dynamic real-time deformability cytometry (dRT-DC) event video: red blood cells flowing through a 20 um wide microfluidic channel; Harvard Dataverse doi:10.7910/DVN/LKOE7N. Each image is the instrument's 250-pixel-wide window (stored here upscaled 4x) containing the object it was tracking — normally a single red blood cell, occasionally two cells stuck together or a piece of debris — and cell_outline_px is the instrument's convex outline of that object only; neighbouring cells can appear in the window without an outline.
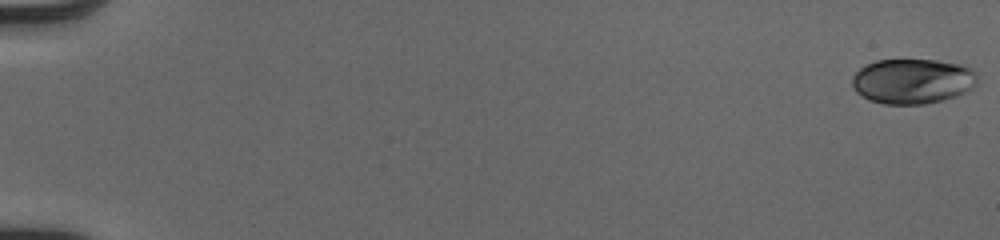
{"species": "human", "species_latin": "Homo sapiens", "temperature_condition": "cold", "stored_images_in_passage": 52, "camera_frame_rate_fps": 3000, "um_per_image_px": 0.085, "donor": {"sex": "male"}, "frame": {"image": 1, "passage_image": 1, "time_ms": 0.0, "image_size_px": [1000, 240], "cell_outline_px": [[976, 84], [972, 88], [956, 96], [924, 104], [884, 104], [872, 100], [856, 92], [852, 84], [852, 76], [860, 68], [876, 60], [936, 60], [960, 64], [972, 68], [976, 72]], "centroid_in_image_um": [77.58, 6.89], "position_along_channel_um": 7.4, "area_um2": 32.71}}
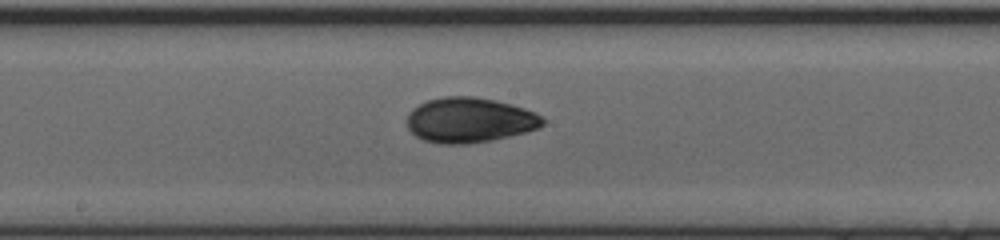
{"frame": {"image": 2, "passage_image": 30, "time_ms": 9.667, "image_size_px": [1000, 240], "cell_outline_px": [[544, 124], [536, 128], [524, 132], [492, 140], [468, 144], [440, 144], [424, 140], [416, 136], [408, 128], [408, 116], [412, 108], [428, 100], [444, 96], [472, 96], [496, 100], [512, 104], [536, 112], [544, 116]], "centroid_in_image_um": [39.92, 10.2], "position_along_channel_um": 208.3, "area_um2": 35.66}}
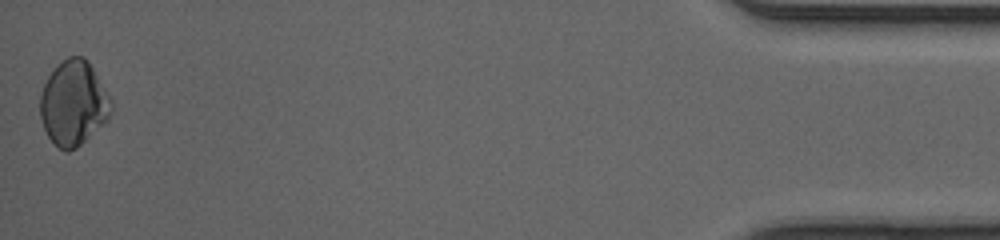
{"frame": {"image": 3, "passage_image": 52, "time_ms": 17.0, "image_size_px": [1000, 240], "cell_outline_px": [[112, 108], [108, 120], [76, 148], [68, 152], [64, 152], [48, 136], [44, 128], [40, 116], [40, 96], [44, 84], [48, 76], [68, 56], [84, 56], [88, 60], [112, 100]], "centroid_in_image_um": [6.26, 8.78], "position_along_channel_um": 428.9, "area_um2": 34.85}, "authors_computed_cell_mechanics": {"area_um2": 33.4951, "velocity_mm_per_s": 4.1223, "shape_relaxation_time_tau1_ms": 5.878, "shape_relaxation_time_tau2_ms": 1.4181, "deformation_change_tau1": 0.1562, "deformation_change_tau2": 0.0408}}